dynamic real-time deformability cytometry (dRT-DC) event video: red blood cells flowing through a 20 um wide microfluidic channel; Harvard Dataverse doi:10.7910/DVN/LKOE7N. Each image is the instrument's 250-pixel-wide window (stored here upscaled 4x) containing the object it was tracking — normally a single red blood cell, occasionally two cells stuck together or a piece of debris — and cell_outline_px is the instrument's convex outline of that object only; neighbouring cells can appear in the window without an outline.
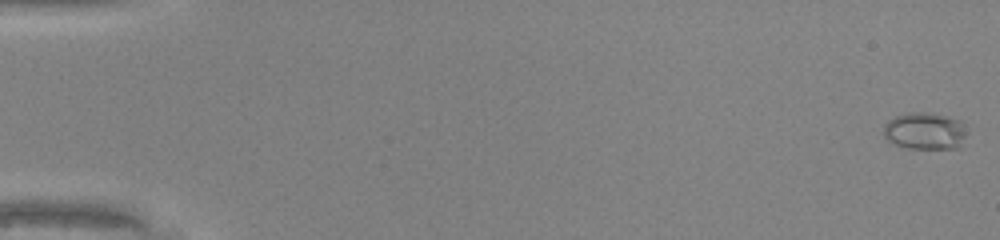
{"species": "common noctule bat (a hibernating species)", "species_latin": "Nyctalus noctula", "temperature_condition": "warm", "stored_images_in_passage": 49, "camera_frame_rate_fps": 3000, "um_per_image_px": 0.085, "animal": {"sex": "male", "body_mass_g": 20.0, "forearm_length_mm": 53.3}, "frame": {"image": 1, "passage_image": 1, "time_ms": 0.0, "image_size_px": [1000, 240], "cell_outline_px": [[964, 136], [960, 148], [904, 148], [888, 140], [884, 136], [884, 124], [888, 120], [896, 116], [908, 112], [928, 112], [948, 116], [960, 120], [964, 132]], "centroid_in_image_um": [78.58, 11.12], "position_along_channel_um": 6.4, "area_um2": 17.86}}
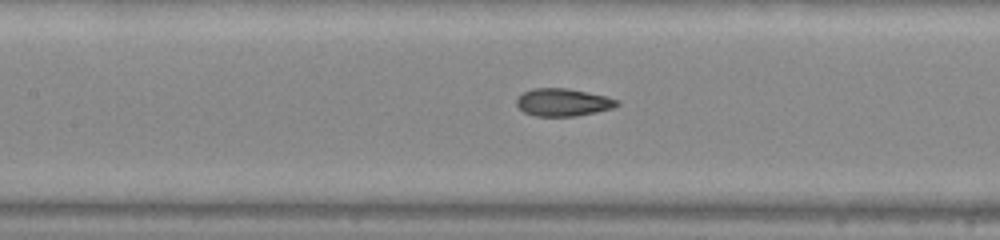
{"frame": {"image": 2, "passage_image": 24, "time_ms": 7.667, "image_size_px": [1000, 240], "cell_outline_px": [[620, 104], [612, 108], [596, 112], [576, 116], [536, 116], [524, 112], [516, 104], [516, 96], [532, 88], [568, 88], [604, 96], [620, 100]], "centroid_in_image_um": [47.83, 8.69], "position_along_channel_um": 159.6, "area_um2": 16.18}}
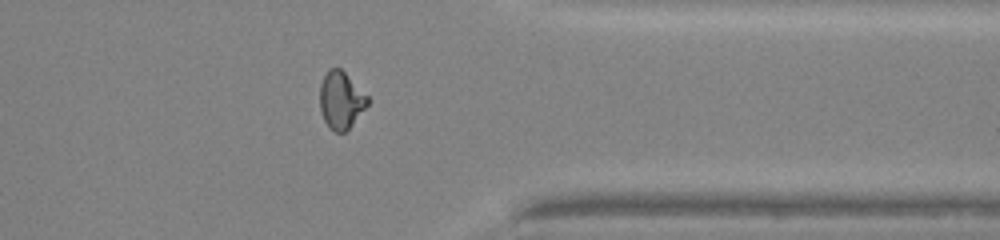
{"frame": {"image": 3, "passage_image": 40, "time_ms": 13.0, "image_size_px": [1000, 240], "cell_outline_px": [[368, 104], [352, 124], [344, 132], [336, 132], [328, 128], [324, 120], [320, 108], [320, 84], [328, 68], [340, 68], [368, 96]], "centroid_in_image_um": [28.96, 8.51], "position_along_channel_um": 382.4, "area_um2": 15.72}, "authors_computed_cell_mechanics": {"area_um2": 16.2996, "velocity_mm_per_s": 4.3214, "shape_relaxation_time_tau1_ms": 7.0045, "shape_relaxation_time_tau2_ms": 0.9658, "deformation_change_tau1": 0.2639, "deformation_change_tau2": 0.0554}}